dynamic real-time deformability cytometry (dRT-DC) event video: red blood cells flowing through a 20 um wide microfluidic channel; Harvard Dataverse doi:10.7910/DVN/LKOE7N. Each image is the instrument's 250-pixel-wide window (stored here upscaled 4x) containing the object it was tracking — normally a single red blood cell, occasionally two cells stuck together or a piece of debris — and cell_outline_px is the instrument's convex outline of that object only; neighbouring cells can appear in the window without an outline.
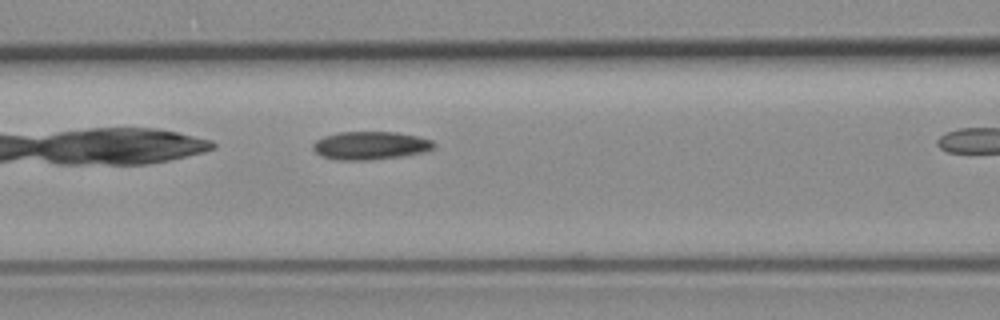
{"species": "common noctule bat (a hibernating species)", "species_latin": "Nyctalus noctula", "temperature_condition": "room temperature", "stored_images_in_passage": 15, "camera_frame_rate_fps": 3000, "um_per_image_px": 0.085, "animal": {"sex": "female", "body_mass_g": 19.3, "forearm_length_mm": 54.1}, "frame": {"image": 1, "passage_image": 7, "time_ms": 2.0, "image_size_px": [1000, 320], "cell_outline_px": [[436, 144], [432, 148], [424, 152], [404, 156], [368, 160], [336, 160], [320, 156], [312, 148], [312, 144], [316, 140], [324, 136], [336, 132], [396, 132], [420, 136], [432, 140]], "centroid_in_image_um": [31.47, 12.37], "position_along_channel_um": 135.1, "area_um2": 20.06}}